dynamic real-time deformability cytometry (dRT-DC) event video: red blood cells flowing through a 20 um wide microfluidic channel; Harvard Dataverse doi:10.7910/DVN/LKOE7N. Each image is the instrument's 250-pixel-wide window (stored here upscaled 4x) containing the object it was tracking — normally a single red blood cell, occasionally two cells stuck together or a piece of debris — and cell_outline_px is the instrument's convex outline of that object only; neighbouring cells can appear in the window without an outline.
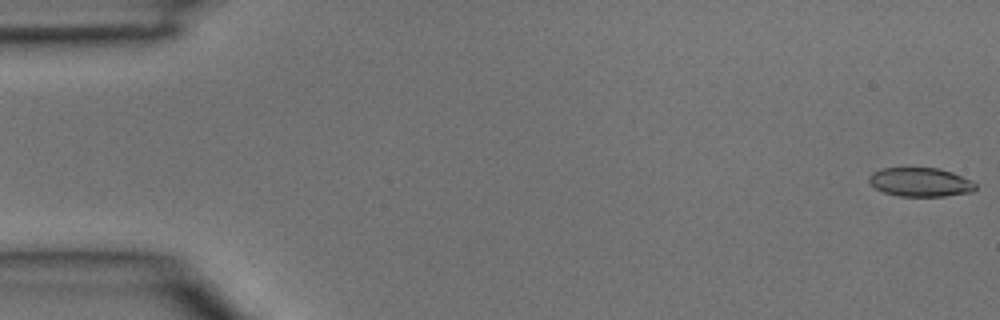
{"species": "common noctule bat (a hibernating species)", "species_latin": "Nyctalus noctula", "temperature_condition": "room temperature", "stored_images_in_passage": 5, "camera_frame_rate_fps": 3000, "um_per_image_px": 0.085, "animal": {"sex": "male", "body_mass_g": 15.6}, "frame": {"image": 1, "passage_image": 1, "time_ms": 0.0, "image_size_px": [1000, 320], "cell_outline_px": [[976, 188], [972, 192], [944, 196], [900, 196], [884, 192], [876, 188], [868, 180], [868, 176], [872, 172], [880, 168], [940, 168], [952, 172], [976, 184]], "centroid_in_image_um": [78.2, 15.47], "position_along_channel_um": 6.8, "area_um2": 17.8}}